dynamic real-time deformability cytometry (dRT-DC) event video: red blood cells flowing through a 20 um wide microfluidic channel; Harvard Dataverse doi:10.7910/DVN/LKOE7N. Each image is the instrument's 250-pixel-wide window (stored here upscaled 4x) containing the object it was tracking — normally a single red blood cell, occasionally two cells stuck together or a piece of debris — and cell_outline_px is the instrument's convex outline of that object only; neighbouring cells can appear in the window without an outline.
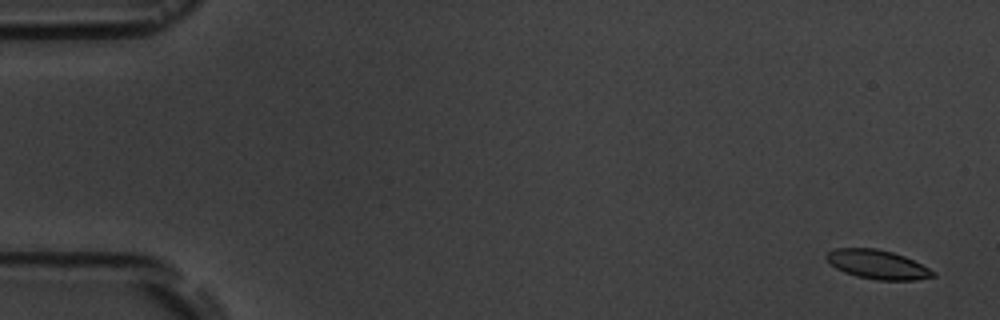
{"species": "common noctule bat (a hibernating species)", "species_latin": "Nyctalus noctula", "temperature_condition": "room temperature", "stored_images_in_passage": 16, "camera_frame_rate_fps": 3000, "um_per_image_px": 0.085, "animal": {"sex": "male", "body_mass_g": 19.5, "forearm_length_mm": 54.6}, "frame": {"image": 1, "passage_image": 1, "time_ms": 0.0, "image_size_px": [1000, 320], "cell_outline_px": [[936, 276], [916, 280], [876, 280], [856, 276], [844, 272], [836, 268], [824, 256], [828, 252], [836, 248], [876, 248], [892, 252], [904, 256], [936, 272]], "centroid_in_image_um": [74.59, 22.48], "position_along_channel_um": 10.4, "area_um2": 17.92}}
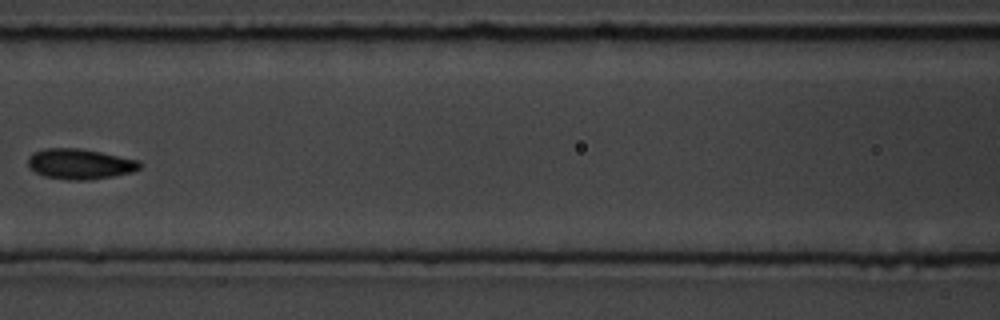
{"frame": {"image": 2, "passage_image": 7, "time_ms": 8.0, "image_size_px": [1000, 320], "cell_outline_px": [[140, 168], [132, 172], [112, 176], [88, 180], [68, 180], [44, 176], [28, 168], [28, 156], [32, 152], [44, 148], [76, 148], [100, 152], [140, 160]], "centroid_in_image_um": [6.75, 13.93], "position_along_channel_um": 159.8, "area_um2": 19.83}}
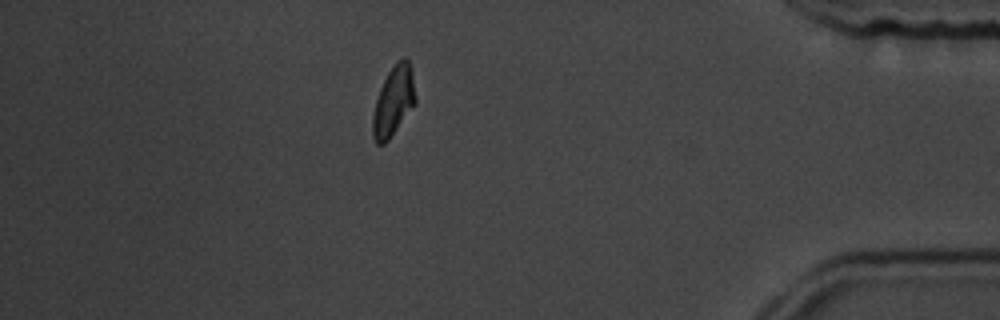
{"frame": {"image": 3, "passage_image": 16, "time_ms": 19.0, "image_size_px": [1000, 320], "cell_outline_px": [[416, 104], [388, 140], [384, 144], [376, 144], [372, 136], [372, 116], [376, 100], [380, 88], [388, 72], [396, 60], [404, 56], [408, 60], [412, 76], [416, 96]], "centroid_in_image_um": [33.44, 8.61], "position_along_channel_um": 401.8, "area_um2": 17.4}, "authors_computed_cell_mechanics": {"area_um2": 18.6983, "velocity_mm_per_s": 3.5928, "shape_relaxation_time_tau1_ms": 4.0912, "shape_relaxation_time_tau2_ms": 3.0827, "deformation_change_tau1": 0.113, "deformation_change_tau2": 0.0853}}